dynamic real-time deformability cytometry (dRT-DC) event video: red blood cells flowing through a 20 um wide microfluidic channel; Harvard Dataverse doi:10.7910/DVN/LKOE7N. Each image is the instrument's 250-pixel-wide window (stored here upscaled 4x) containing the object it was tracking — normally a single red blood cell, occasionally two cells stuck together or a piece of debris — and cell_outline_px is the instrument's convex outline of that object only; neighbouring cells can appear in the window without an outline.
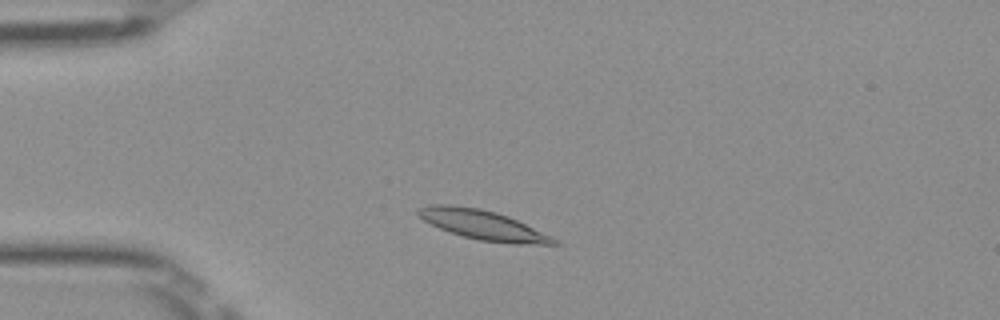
{"species": "Egyptian fruit bat (a non-hibernating species)", "species_latin": "Rousettus aegyptiacus", "temperature_condition": "room temperature", "stored_images_in_passage": 45, "camera_frame_rate_fps": 3000, "um_per_image_px": 0.085, "frame": {"image": 1, "passage_image": 7, "time_ms": 2.0, "image_size_px": [1000, 320], "cell_outline_px": [[560, 244], [516, 244], [480, 240], [448, 232], [424, 220], [416, 212], [416, 208], [428, 204], [452, 204], [480, 208], [496, 212], [508, 216], [552, 236]], "centroid_in_image_um": [41.01, 19.1], "position_along_channel_um": 44.0, "area_um2": 23.29}}
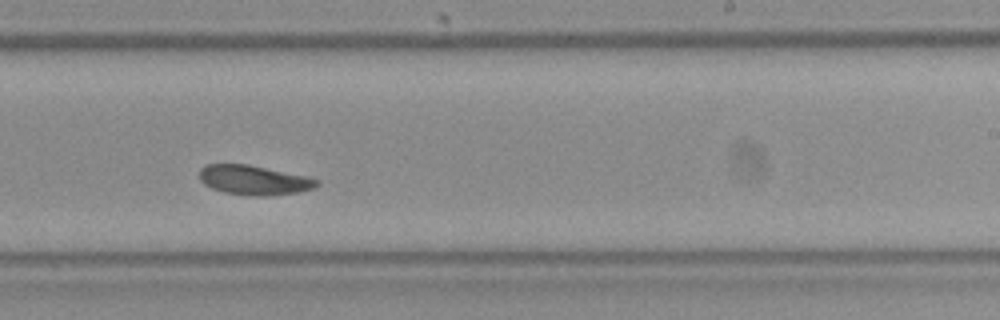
{"frame": {"image": 2, "passage_image": 26, "time_ms": 8.333, "image_size_px": [1000, 320], "cell_outline_px": [[320, 184], [316, 188], [300, 192], [268, 196], [256, 196], [224, 192], [212, 188], [204, 184], [200, 180], [200, 168], [204, 164], [248, 164], [308, 176], [320, 180]], "centroid_in_image_um": [21.63, 15.3], "position_along_channel_um": 267.4, "area_um2": 20.46}}
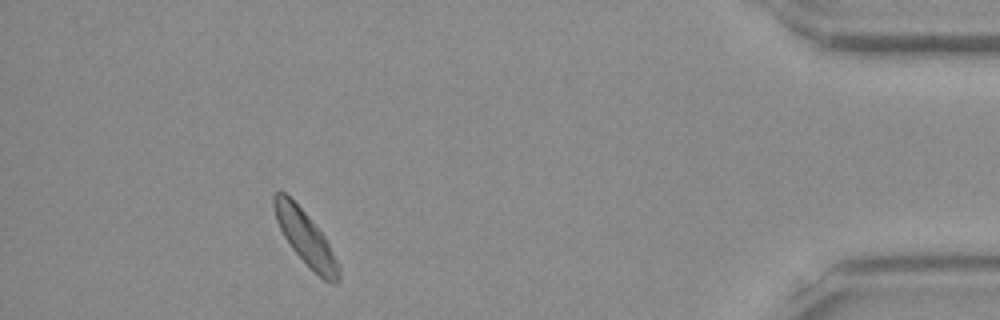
{"frame": {"image": 3, "passage_image": 41, "time_ms": 13.333, "image_size_px": [1000, 320], "cell_outline_px": [[340, 280], [336, 284], [332, 284], [324, 280], [292, 248], [284, 236], [276, 220], [272, 204], [272, 196], [276, 192], [284, 192], [308, 216], [324, 236], [336, 260], [340, 272]], "centroid_in_image_um": [25.95, 20.21], "position_along_channel_um": 409.2, "area_um2": 19.59}, "authors_computed_cell_mechanics": {"area_um2": 20.519, "velocity_mm_per_s": 3.9282, "shape_relaxation_time_tau1_ms": 2.7573, "shape_relaxation_time_tau2_ms": null, "deformation_change_tau1": 0.0782, "deformation_change_tau2": null}}